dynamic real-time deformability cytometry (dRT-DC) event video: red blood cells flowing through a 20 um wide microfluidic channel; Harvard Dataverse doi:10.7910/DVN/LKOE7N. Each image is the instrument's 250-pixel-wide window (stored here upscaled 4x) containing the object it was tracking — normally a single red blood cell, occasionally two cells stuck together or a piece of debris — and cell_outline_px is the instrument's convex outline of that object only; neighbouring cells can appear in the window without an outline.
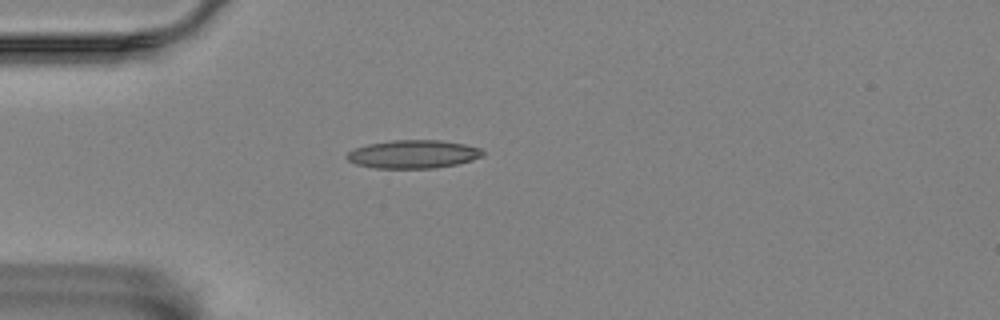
{"species": "Egyptian fruit bat (a non-hibernating species)", "species_latin": "Rousettus aegyptiacus", "temperature_condition": "room temperature", "stored_images_in_passage": 5, "camera_frame_rate_fps": 3000, "um_per_image_px": 0.085, "animal": {"sex": "female"}, "frame": {"image": 1, "passage_image": 5, "time_ms": 4.333, "image_size_px": [1000, 320], "cell_outline_px": [[484, 156], [472, 160], [456, 164], [436, 168], [376, 168], [356, 164], [348, 160], [344, 156], [348, 152], [356, 148], [368, 144], [392, 140], [440, 140], [464, 144], [480, 148], [484, 152]], "centroid_in_image_um": [35.13, 13.1], "position_along_channel_um": 49.9, "area_um2": 22.37}}